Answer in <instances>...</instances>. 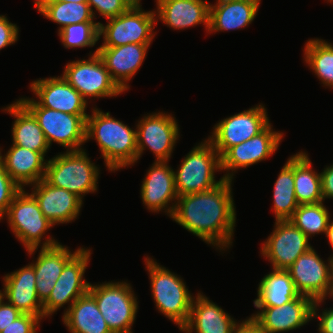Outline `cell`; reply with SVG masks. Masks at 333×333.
<instances>
[{
	"instance_id": "obj_1",
	"label": "cell",
	"mask_w": 333,
	"mask_h": 333,
	"mask_svg": "<svg viewBox=\"0 0 333 333\" xmlns=\"http://www.w3.org/2000/svg\"><path fill=\"white\" fill-rule=\"evenodd\" d=\"M232 181L224 179L211 190L178 196L171 218L205 243L229 249L236 224Z\"/></svg>"
},
{
	"instance_id": "obj_2",
	"label": "cell",
	"mask_w": 333,
	"mask_h": 333,
	"mask_svg": "<svg viewBox=\"0 0 333 333\" xmlns=\"http://www.w3.org/2000/svg\"><path fill=\"white\" fill-rule=\"evenodd\" d=\"M95 139L109 171H118L137 162L136 128L93 108L86 119V142Z\"/></svg>"
},
{
	"instance_id": "obj_3",
	"label": "cell",
	"mask_w": 333,
	"mask_h": 333,
	"mask_svg": "<svg viewBox=\"0 0 333 333\" xmlns=\"http://www.w3.org/2000/svg\"><path fill=\"white\" fill-rule=\"evenodd\" d=\"M154 260L147 256L144 262L151 281L155 306L181 329L188 321L194 296L181 277Z\"/></svg>"
},
{
	"instance_id": "obj_4",
	"label": "cell",
	"mask_w": 333,
	"mask_h": 333,
	"mask_svg": "<svg viewBox=\"0 0 333 333\" xmlns=\"http://www.w3.org/2000/svg\"><path fill=\"white\" fill-rule=\"evenodd\" d=\"M99 171L84 149L66 151L47 161L44 179L50 185L66 189L83 201L85 194L97 191Z\"/></svg>"
},
{
	"instance_id": "obj_5",
	"label": "cell",
	"mask_w": 333,
	"mask_h": 333,
	"mask_svg": "<svg viewBox=\"0 0 333 333\" xmlns=\"http://www.w3.org/2000/svg\"><path fill=\"white\" fill-rule=\"evenodd\" d=\"M5 216L12 232L30 256L40 244L41 247H51L60 243L51 236L41 243L45 233L54 225L43 215L34 196L25 189L16 194Z\"/></svg>"
},
{
	"instance_id": "obj_6",
	"label": "cell",
	"mask_w": 333,
	"mask_h": 333,
	"mask_svg": "<svg viewBox=\"0 0 333 333\" xmlns=\"http://www.w3.org/2000/svg\"><path fill=\"white\" fill-rule=\"evenodd\" d=\"M181 162L174 172L178 196L211 190L224 180H215V171H222L221 156L208 139L192 148Z\"/></svg>"
},
{
	"instance_id": "obj_7",
	"label": "cell",
	"mask_w": 333,
	"mask_h": 333,
	"mask_svg": "<svg viewBox=\"0 0 333 333\" xmlns=\"http://www.w3.org/2000/svg\"><path fill=\"white\" fill-rule=\"evenodd\" d=\"M36 118L45 139L67 148V151L82 150L86 143V119L88 115H73L40 106L30 98L18 99Z\"/></svg>"
},
{
	"instance_id": "obj_8",
	"label": "cell",
	"mask_w": 333,
	"mask_h": 333,
	"mask_svg": "<svg viewBox=\"0 0 333 333\" xmlns=\"http://www.w3.org/2000/svg\"><path fill=\"white\" fill-rule=\"evenodd\" d=\"M89 293L95 298L113 333H133L131 328L136 319L138 302L130 283L111 281L90 284Z\"/></svg>"
},
{
	"instance_id": "obj_9",
	"label": "cell",
	"mask_w": 333,
	"mask_h": 333,
	"mask_svg": "<svg viewBox=\"0 0 333 333\" xmlns=\"http://www.w3.org/2000/svg\"><path fill=\"white\" fill-rule=\"evenodd\" d=\"M140 3H134L125 13L108 19L106 25L99 24L100 47H118L129 43L151 44L155 37L153 29L157 25L155 11L142 10Z\"/></svg>"
},
{
	"instance_id": "obj_10",
	"label": "cell",
	"mask_w": 333,
	"mask_h": 333,
	"mask_svg": "<svg viewBox=\"0 0 333 333\" xmlns=\"http://www.w3.org/2000/svg\"><path fill=\"white\" fill-rule=\"evenodd\" d=\"M90 52L88 60L72 61L65 65L62 77L87 101L88 97L105 98L117 96L123 91L112 80L101 57ZM92 54V55H91Z\"/></svg>"
},
{
	"instance_id": "obj_11",
	"label": "cell",
	"mask_w": 333,
	"mask_h": 333,
	"mask_svg": "<svg viewBox=\"0 0 333 333\" xmlns=\"http://www.w3.org/2000/svg\"><path fill=\"white\" fill-rule=\"evenodd\" d=\"M267 116L264 105H256L220 120L207 139L222 156L232 146L245 142L262 132L270 124Z\"/></svg>"
},
{
	"instance_id": "obj_12",
	"label": "cell",
	"mask_w": 333,
	"mask_h": 333,
	"mask_svg": "<svg viewBox=\"0 0 333 333\" xmlns=\"http://www.w3.org/2000/svg\"><path fill=\"white\" fill-rule=\"evenodd\" d=\"M327 261L325 263L312 247L286 269L300 295L314 301L325 300L332 295L333 260L329 257Z\"/></svg>"
},
{
	"instance_id": "obj_13",
	"label": "cell",
	"mask_w": 333,
	"mask_h": 333,
	"mask_svg": "<svg viewBox=\"0 0 333 333\" xmlns=\"http://www.w3.org/2000/svg\"><path fill=\"white\" fill-rule=\"evenodd\" d=\"M91 256V250L81 248L64 266L62 273L51 291L48 299L43 303L45 317H51L58 309L69 303L71 305L81 296L89 292L90 283L84 278L85 270Z\"/></svg>"
},
{
	"instance_id": "obj_14",
	"label": "cell",
	"mask_w": 333,
	"mask_h": 333,
	"mask_svg": "<svg viewBox=\"0 0 333 333\" xmlns=\"http://www.w3.org/2000/svg\"><path fill=\"white\" fill-rule=\"evenodd\" d=\"M177 123L172 114L164 112L143 116L136 125L137 160L149 148L156 156L155 161H169L180 136Z\"/></svg>"
},
{
	"instance_id": "obj_15",
	"label": "cell",
	"mask_w": 333,
	"mask_h": 333,
	"mask_svg": "<svg viewBox=\"0 0 333 333\" xmlns=\"http://www.w3.org/2000/svg\"><path fill=\"white\" fill-rule=\"evenodd\" d=\"M274 227L262 243L261 254L272 264V269L286 270L312 246L309 238L289 220H275Z\"/></svg>"
},
{
	"instance_id": "obj_16",
	"label": "cell",
	"mask_w": 333,
	"mask_h": 333,
	"mask_svg": "<svg viewBox=\"0 0 333 333\" xmlns=\"http://www.w3.org/2000/svg\"><path fill=\"white\" fill-rule=\"evenodd\" d=\"M314 300L300 295L281 307H256L250 319L261 333H284L300 329L313 320Z\"/></svg>"
},
{
	"instance_id": "obj_17",
	"label": "cell",
	"mask_w": 333,
	"mask_h": 333,
	"mask_svg": "<svg viewBox=\"0 0 333 333\" xmlns=\"http://www.w3.org/2000/svg\"><path fill=\"white\" fill-rule=\"evenodd\" d=\"M284 133L273 131L271 123L258 135L234 145L221 156L224 179L232 180L236 170L261 162L278 149ZM231 170V172H229ZM234 171V172H233ZM229 172V173H228Z\"/></svg>"
},
{
	"instance_id": "obj_18",
	"label": "cell",
	"mask_w": 333,
	"mask_h": 333,
	"mask_svg": "<svg viewBox=\"0 0 333 333\" xmlns=\"http://www.w3.org/2000/svg\"><path fill=\"white\" fill-rule=\"evenodd\" d=\"M168 162L155 161L152 164L142 181L140 195L148 210L157 213L165 210L164 212H167L171 218L178 195L175 188V171ZM170 202L172 206H169Z\"/></svg>"
},
{
	"instance_id": "obj_19",
	"label": "cell",
	"mask_w": 333,
	"mask_h": 333,
	"mask_svg": "<svg viewBox=\"0 0 333 333\" xmlns=\"http://www.w3.org/2000/svg\"><path fill=\"white\" fill-rule=\"evenodd\" d=\"M30 89L42 107L73 115H89L86 113L88 101L62 76L35 80Z\"/></svg>"
},
{
	"instance_id": "obj_20",
	"label": "cell",
	"mask_w": 333,
	"mask_h": 333,
	"mask_svg": "<svg viewBox=\"0 0 333 333\" xmlns=\"http://www.w3.org/2000/svg\"><path fill=\"white\" fill-rule=\"evenodd\" d=\"M34 196L43 215L55 226L71 223L80 214L83 201L66 189L50 185L44 178L32 184Z\"/></svg>"
},
{
	"instance_id": "obj_21",
	"label": "cell",
	"mask_w": 333,
	"mask_h": 333,
	"mask_svg": "<svg viewBox=\"0 0 333 333\" xmlns=\"http://www.w3.org/2000/svg\"><path fill=\"white\" fill-rule=\"evenodd\" d=\"M151 44L129 43L118 47H98V55L104 62L112 80L124 92L128 82L139 70Z\"/></svg>"
},
{
	"instance_id": "obj_22",
	"label": "cell",
	"mask_w": 333,
	"mask_h": 333,
	"mask_svg": "<svg viewBox=\"0 0 333 333\" xmlns=\"http://www.w3.org/2000/svg\"><path fill=\"white\" fill-rule=\"evenodd\" d=\"M34 267L28 264L3 277V298L22 314L44 318L43 304L36 291Z\"/></svg>"
},
{
	"instance_id": "obj_23",
	"label": "cell",
	"mask_w": 333,
	"mask_h": 333,
	"mask_svg": "<svg viewBox=\"0 0 333 333\" xmlns=\"http://www.w3.org/2000/svg\"><path fill=\"white\" fill-rule=\"evenodd\" d=\"M199 293L194 296L187 323L180 329L186 333H233L242 322Z\"/></svg>"
},
{
	"instance_id": "obj_24",
	"label": "cell",
	"mask_w": 333,
	"mask_h": 333,
	"mask_svg": "<svg viewBox=\"0 0 333 333\" xmlns=\"http://www.w3.org/2000/svg\"><path fill=\"white\" fill-rule=\"evenodd\" d=\"M156 20L179 30L205 25L209 30L210 4L204 0H156Z\"/></svg>"
},
{
	"instance_id": "obj_25",
	"label": "cell",
	"mask_w": 333,
	"mask_h": 333,
	"mask_svg": "<svg viewBox=\"0 0 333 333\" xmlns=\"http://www.w3.org/2000/svg\"><path fill=\"white\" fill-rule=\"evenodd\" d=\"M46 153H39L12 144L5 155L0 148V161L11 179L22 189L24 186L37 183L45 177Z\"/></svg>"
},
{
	"instance_id": "obj_26",
	"label": "cell",
	"mask_w": 333,
	"mask_h": 333,
	"mask_svg": "<svg viewBox=\"0 0 333 333\" xmlns=\"http://www.w3.org/2000/svg\"><path fill=\"white\" fill-rule=\"evenodd\" d=\"M73 253L67 246L57 244L51 247H41L37 260L31 265L34 267L36 291L43 304L51 294L65 264L81 249Z\"/></svg>"
},
{
	"instance_id": "obj_27",
	"label": "cell",
	"mask_w": 333,
	"mask_h": 333,
	"mask_svg": "<svg viewBox=\"0 0 333 333\" xmlns=\"http://www.w3.org/2000/svg\"><path fill=\"white\" fill-rule=\"evenodd\" d=\"M259 3L251 0H216L210 3L209 33L238 30L254 21Z\"/></svg>"
},
{
	"instance_id": "obj_28",
	"label": "cell",
	"mask_w": 333,
	"mask_h": 333,
	"mask_svg": "<svg viewBox=\"0 0 333 333\" xmlns=\"http://www.w3.org/2000/svg\"><path fill=\"white\" fill-rule=\"evenodd\" d=\"M15 118L12 126L14 145L39 153H47L49 145L34 115L19 101L3 108Z\"/></svg>"
},
{
	"instance_id": "obj_29",
	"label": "cell",
	"mask_w": 333,
	"mask_h": 333,
	"mask_svg": "<svg viewBox=\"0 0 333 333\" xmlns=\"http://www.w3.org/2000/svg\"><path fill=\"white\" fill-rule=\"evenodd\" d=\"M62 318L70 333H113L89 292L79 297Z\"/></svg>"
},
{
	"instance_id": "obj_30",
	"label": "cell",
	"mask_w": 333,
	"mask_h": 333,
	"mask_svg": "<svg viewBox=\"0 0 333 333\" xmlns=\"http://www.w3.org/2000/svg\"><path fill=\"white\" fill-rule=\"evenodd\" d=\"M300 294L287 270L272 269L259 283L255 307H281Z\"/></svg>"
},
{
	"instance_id": "obj_31",
	"label": "cell",
	"mask_w": 333,
	"mask_h": 333,
	"mask_svg": "<svg viewBox=\"0 0 333 333\" xmlns=\"http://www.w3.org/2000/svg\"><path fill=\"white\" fill-rule=\"evenodd\" d=\"M295 195L299 205L324 201L321 193V176L312 168L306 152L294 154Z\"/></svg>"
},
{
	"instance_id": "obj_32",
	"label": "cell",
	"mask_w": 333,
	"mask_h": 333,
	"mask_svg": "<svg viewBox=\"0 0 333 333\" xmlns=\"http://www.w3.org/2000/svg\"><path fill=\"white\" fill-rule=\"evenodd\" d=\"M294 184V155L282 167L273 189V211L275 220H289L299 204Z\"/></svg>"
},
{
	"instance_id": "obj_33",
	"label": "cell",
	"mask_w": 333,
	"mask_h": 333,
	"mask_svg": "<svg viewBox=\"0 0 333 333\" xmlns=\"http://www.w3.org/2000/svg\"><path fill=\"white\" fill-rule=\"evenodd\" d=\"M34 6L45 18L60 25L58 31L70 24L94 22L88 3L34 2Z\"/></svg>"
},
{
	"instance_id": "obj_34",
	"label": "cell",
	"mask_w": 333,
	"mask_h": 333,
	"mask_svg": "<svg viewBox=\"0 0 333 333\" xmlns=\"http://www.w3.org/2000/svg\"><path fill=\"white\" fill-rule=\"evenodd\" d=\"M304 59L310 69L327 87L333 88V45L323 39L314 38L305 43Z\"/></svg>"
},
{
	"instance_id": "obj_35",
	"label": "cell",
	"mask_w": 333,
	"mask_h": 333,
	"mask_svg": "<svg viewBox=\"0 0 333 333\" xmlns=\"http://www.w3.org/2000/svg\"><path fill=\"white\" fill-rule=\"evenodd\" d=\"M323 202L299 205L289 219L309 239L315 234H325L328 227L330 215Z\"/></svg>"
},
{
	"instance_id": "obj_36",
	"label": "cell",
	"mask_w": 333,
	"mask_h": 333,
	"mask_svg": "<svg viewBox=\"0 0 333 333\" xmlns=\"http://www.w3.org/2000/svg\"><path fill=\"white\" fill-rule=\"evenodd\" d=\"M100 22L70 24L58 31L65 48L93 47L99 41Z\"/></svg>"
},
{
	"instance_id": "obj_37",
	"label": "cell",
	"mask_w": 333,
	"mask_h": 333,
	"mask_svg": "<svg viewBox=\"0 0 333 333\" xmlns=\"http://www.w3.org/2000/svg\"><path fill=\"white\" fill-rule=\"evenodd\" d=\"M87 3L94 18L97 17L94 13L96 9L95 12L108 20L125 13L135 2L133 0H87Z\"/></svg>"
},
{
	"instance_id": "obj_38",
	"label": "cell",
	"mask_w": 333,
	"mask_h": 333,
	"mask_svg": "<svg viewBox=\"0 0 333 333\" xmlns=\"http://www.w3.org/2000/svg\"><path fill=\"white\" fill-rule=\"evenodd\" d=\"M21 189L11 179L0 161V220L3 219L14 197Z\"/></svg>"
},
{
	"instance_id": "obj_39",
	"label": "cell",
	"mask_w": 333,
	"mask_h": 333,
	"mask_svg": "<svg viewBox=\"0 0 333 333\" xmlns=\"http://www.w3.org/2000/svg\"><path fill=\"white\" fill-rule=\"evenodd\" d=\"M40 321L38 316L22 314L0 333H37Z\"/></svg>"
},
{
	"instance_id": "obj_40",
	"label": "cell",
	"mask_w": 333,
	"mask_h": 333,
	"mask_svg": "<svg viewBox=\"0 0 333 333\" xmlns=\"http://www.w3.org/2000/svg\"><path fill=\"white\" fill-rule=\"evenodd\" d=\"M18 33V26L9 22L7 16L0 15V50L15 44L18 40Z\"/></svg>"
},
{
	"instance_id": "obj_41",
	"label": "cell",
	"mask_w": 333,
	"mask_h": 333,
	"mask_svg": "<svg viewBox=\"0 0 333 333\" xmlns=\"http://www.w3.org/2000/svg\"><path fill=\"white\" fill-rule=\"evenodd\" d=\"M324 302V300H316L313 304V318H319V333H333V307L329 308V310L324 309L321 314H317L318 307L321 305L320 303Z\"/></svg>"
},
{
	"instance_id": "obj_42",
	"label": "cell",
	"mask_w": 333,
	"mask_h": 333,
	"mask_svg": "<svg viewBox=\"0 0 333 333\" xmlns=\"http://www.w3.org/2000/svg\"><path fill=\"white\" fill-rule=\"evenodd\" d=\"M21 315L22 313L19 310L7 301L4 302L3 298L0 302V332Z\"/></svg>"
},
{
	"instance_id": "obj_43",
	"label": "cell",
	"mask_w": 333,
	"mask_h": 333,
	"mask_svg": "<svg viewBox=\"0 0 333 333\" xmlns=\"http://www.w3.org/2000/svg\"><path fill=\"white\" fill-rule=\"evenodd\" d=\"M321 176V193L323 200L327 198L333 199V164L324 168Z\"/></svg>"
},
{
	"instance_id": "obj_44",
	"label": "cell",
	"mask_w": 333,
	"mask_h": 333,
	"mask_svg": "<svg viewBox=\"0 0 333 333\" xmlns=\"http://www.w3.org/2000/svg\"><path fill=\"white\" fill-rule=\"evenodd\" d=\"M233 333H261L258 327L250 320L245 319Z\"/></svg>"
},
{
	"instance_id": "obj_45",
	"label": "cell",
	"mask_w": 333,
	"mask_h": 333,
	"mask_svg": "<svg viewBox=\"0 0 333 333\" xmlns=\"http://www.w3.org/2000/svg\"><path fill=\"white\" fill-rule=\"evenodd\" d=\"M326 237L328 238V242L331 245V248L333 250V221H329L328 227L325 232ZM333 260V254L330 257Z\"/></svg>"
},
{
	"instance_id": "obj_46",
	"label": "cell",
	"mask_w": 333,
	"mask_h": 333,
	"mask_svg": "<svg viewBox=\"0 0 333 333\" xmlns=\"http://www.w3.org/2000/svg\"><path fill=\"white\" fill-rule=\"evenodd\" d=\"M35 2H77V3H87V0H35Z\"/></svg>"
},
{
	"instance_id": "obj_47",
	"label": "cell",
	"mask_w": 333,
	"mask_h": 333,
	"mask_svg": "<svg viewBox=\"0 0 333 333\" xmlns=\"http://www.w3.org/2000/svg\"><path fill=\"white\" fill-rule=\"evenodd\" d=\"M3 299V291L0 290V302L2 301Z\"/></svg>"
},
{
	"instance_id": "obj_48",
	"label": "cell",
	"mask_w": 333,
	"mask_h": 333,
	"mask_svg": "<svg viewBox=\"0 0 333 333\" xmlns=\"http://www.w3.org/2000/svg\"><path fill=\"white\" fill-rule=\"evenodd\" d=\"M135 3H140L141 0H133Z\"/></svg>"
},
{
	"instance_id": "obj_49",
	"label": "cell",
	"mask_w": 333,
	"mask_h": 333,
	"mask_svg": "<svg viewBox=\"0 0 333 333\" xmlns=\"http://www.w3.org/2000/svg\"><path fill=\"white\" fill-rule=\"evenodd\" d=\"M251 1H255V2H258L260 4L261 0H251Z\"/></svg>"
}]
</instances>
